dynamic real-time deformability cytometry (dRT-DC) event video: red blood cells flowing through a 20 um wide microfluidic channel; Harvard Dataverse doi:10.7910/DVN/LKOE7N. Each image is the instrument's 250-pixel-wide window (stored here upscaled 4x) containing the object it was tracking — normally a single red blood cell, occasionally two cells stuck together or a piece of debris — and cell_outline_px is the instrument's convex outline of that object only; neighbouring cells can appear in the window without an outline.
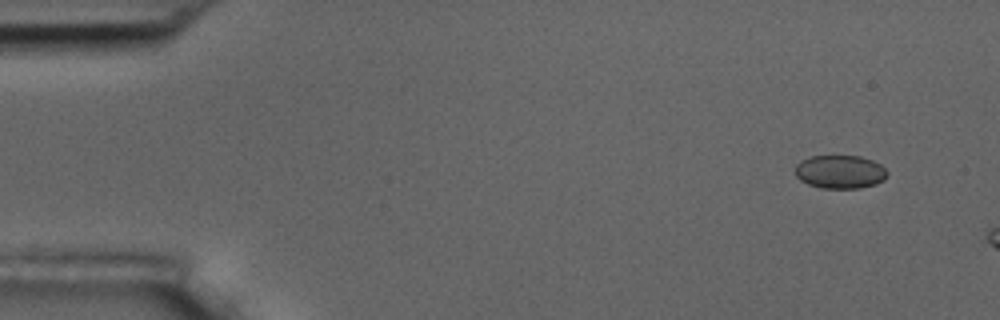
{"species": "common noctule bat (a hibernating species)", "species_latin": "Nyctalus noctula", "temperature_condition": "room temperature", "stored_images_in_passage": 4, "camera_frame_rate_fps": 3000, "um_per_image_px": 0.085, "animal": {"sex": "male", "body_mass_g": 17.5, "forearm_length_mm": 52.3}, "frame": {"image": 1, "passage_image": 2, "time_ms": 1.0, "image_size_px": [1000, 320], "cell_outline_px": [[888, 172], [884, 180], [876, 184], [860, 188], [820, 188], [808, 184], [800, 180], [796, 176], [796, 164], [800, 160], [812, 156], [860, 156], [872, 160], [880, 164]], "centroid_in_image_um": [71.4, 14.61], "position_along_channel_um": 13.6, "area_um2": 17.98}}